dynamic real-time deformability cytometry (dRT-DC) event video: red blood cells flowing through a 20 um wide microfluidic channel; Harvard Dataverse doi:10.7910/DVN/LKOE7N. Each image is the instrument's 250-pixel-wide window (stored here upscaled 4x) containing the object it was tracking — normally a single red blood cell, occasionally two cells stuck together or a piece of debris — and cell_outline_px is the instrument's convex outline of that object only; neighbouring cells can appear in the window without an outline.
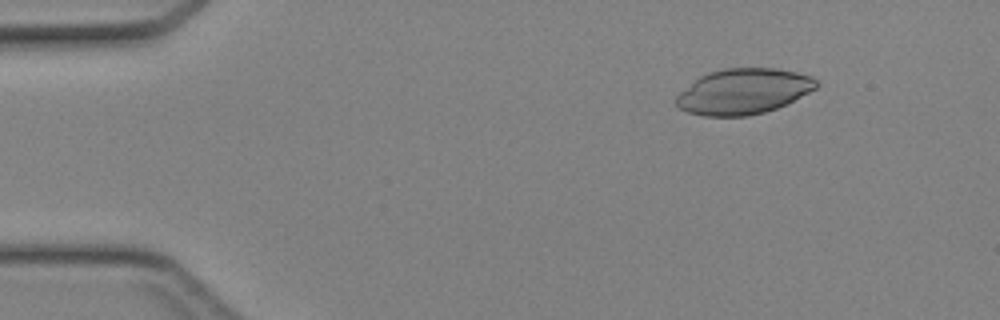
{"species": "Egyptian fruit bat (a non-hibernating species)", "species_latin": "Rousettus aegyptiacus", "temperature_condition": "cold", "stored_images_in_passage": 44, "camera_frame_rate_fps": 3000, "um_per_image_px": 0.085, "animal": {"sex": "female"}, "frame": {"image": 1, "passage_image": 6, "time_ms": 1.667, "image_size_px": [1000, 320], "cell_outline_px": [[820, 84], [816, 88], [776, 108], [764, 112], [748, 116], [704, 116], [688, 112], [680, 108], [676, 104], [676, 96], [680, 92], [700, 76], [708, 72], [724, 68], [776, 68], [796, 72], [812, 76]], "centroid_in_image_um": [63.18, 7.76], "position_along_channel_um": 21.8, "area_um2": 36.93}}